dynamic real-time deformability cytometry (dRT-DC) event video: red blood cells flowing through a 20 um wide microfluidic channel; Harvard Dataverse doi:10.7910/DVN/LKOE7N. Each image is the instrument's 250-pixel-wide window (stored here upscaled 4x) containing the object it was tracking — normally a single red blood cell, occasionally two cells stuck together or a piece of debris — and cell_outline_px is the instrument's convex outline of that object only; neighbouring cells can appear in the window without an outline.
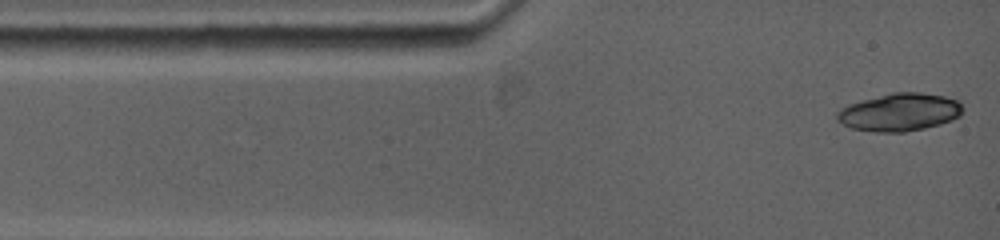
{"species": "common noctule bat (a hibernating species)", "species_latin": "Nyctalus noctula", "temperature_condition": "warm", "stored_images_in_passage": 4, "camera_frame_rate_fps": 5000, "um_per_image_px": 0.085, "animal": {"sex": "female", "body_mass_g": 19.0, "forearm_length_mm": 53.3}, "frame": {"image": 1, "passage_image": 1, "time_ms": 0.0, "image_size_px": [1000, 240], "cell_outline_px": [[964, 108], [960, 116], [952, 120], [940, 124], [924, 128], [904, 132], [876, 132], [852, 128], [836, 120], [836, 112], [840, 108], [848, 104], [860, 100], [892, 92], [920, 92], [944, 96], [956, 100]], "centroid_in_image_um": [76.44, 9.53], "position_along_channel_um": 8.6, "area_um2": 27.8}}